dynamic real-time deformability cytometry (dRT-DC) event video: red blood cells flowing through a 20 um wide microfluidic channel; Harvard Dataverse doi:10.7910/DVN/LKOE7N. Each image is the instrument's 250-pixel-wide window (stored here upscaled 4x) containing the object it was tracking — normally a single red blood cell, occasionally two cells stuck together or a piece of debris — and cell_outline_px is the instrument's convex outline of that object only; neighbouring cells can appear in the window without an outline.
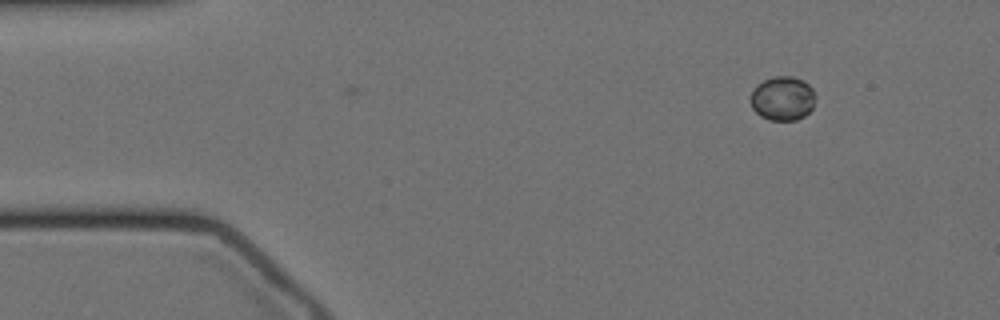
{"species": "Egyptian fruit bat (a non-hibernating species)", "species_latin": "Rousettus aegyptiacus", "temperature_condition": "cold", "stored_images_in_passage": 2, "camera_frame_rate_fps": 3000, "um_per_image_px": 0.085, "animal": {"sex": "female"}, "frame": {"image": 1, "passage_image": 1, "time_ms": 0.0, "image_size_px": [1000, 320], "cell_outline_px": [[816, 100], [812, 108], [804, 116], [796, 120], [768, 120], [760, 116], [752, 108], [748, 100], [748, 96], [752, 88], [756, 84], [764, 80], [776, 76], [792, 76], [804, 80], [812, 88], [816, 96]], "centroid_in_image_um": [66.48, 8.36], "position_along_channel_um": 18.5, "area_um2": 17.17}}